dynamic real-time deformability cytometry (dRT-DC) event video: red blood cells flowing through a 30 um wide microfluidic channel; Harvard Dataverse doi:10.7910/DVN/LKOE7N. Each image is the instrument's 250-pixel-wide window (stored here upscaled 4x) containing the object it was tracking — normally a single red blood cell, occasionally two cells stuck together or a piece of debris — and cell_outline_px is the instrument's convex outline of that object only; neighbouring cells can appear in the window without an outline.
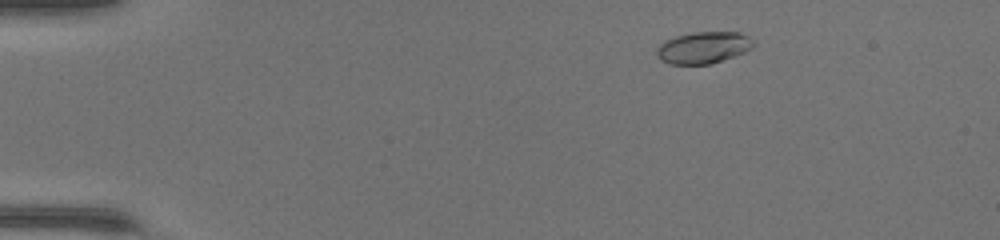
{"species": "common noctule bat (a hibernating species)", "species_latin": "Nyctalus noctula", "temperature_condition": "warm", "stored_images_in_passage": 47, "camera_frame_rate_fps": 3000, "um_per_image_px": 0.085, "animal": {"sex": "female", "body_mass_g": 17.0, "forearm_length_mm": 48.0}, "frame": {"image": 1, "passage_image": 6, "time_ms": 1.667, "image_size_px": [1000, 240], "cell_outline_px": [[756, 44], [752, 48], [744, 52], [708, 64], [668, 64], [660, 60], [656, 52], [656, 48], [664, 40], [676, 36], [692, 32], [740, 32], [748, 36]], "centroid_in_image_um": [59.76, 4.03], "position_along_channel_um": 25.2, "area_um2": 17.86}}
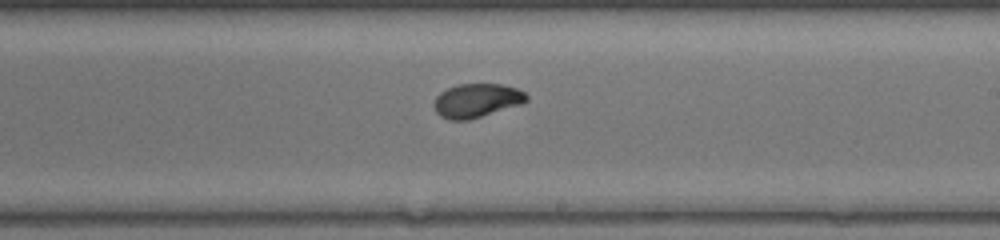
{"frame": {"image": 2, "passage_image": 28, "time_ms": 9.0, "image_size_px": [1000, 240], "cell_outline_px": [[528, 100], [520, 104], [468, 120], [448, 120], [440, 116], [436, 112], [436, 96], [440, 92], [456, 84], [504, 84], [516, 88], [524, 92], [528, 96]], "centroid_in_image_um": [40.52, 8.53], "position_along_channel_um": 248.5, "area_um2": 18.03}}
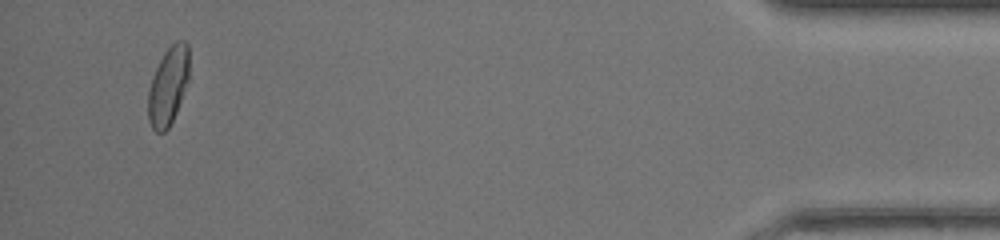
{"frame": {"image": 3, "passage_image": 45, "time_ms": 14.667, "image_size_px": [1000, 240], "cell_outline_px": [[188, 80], [176, 112], [168, 128], [164, 132], [156, 132], [152, 128], [148, 120], [148, 88], [152, 76], [164, 52], [176, 40], [184, 40], [188, 44]], "centroid_in_image_um": [14.28, 7.3], "position_along_channel_um": 420.9, "area_um2": 18.55}, "authors_computed_cell_mechanics": {"area_um2": 18.207, "velocity_mm_per_s": 4.3186, "shape_relaxation_time_tau1_ms": 3.6964, "shape_relaxation_time_tau2_ms": null, "deformation_change_tau1": 0.168, "deformation_change_tau2": null}}